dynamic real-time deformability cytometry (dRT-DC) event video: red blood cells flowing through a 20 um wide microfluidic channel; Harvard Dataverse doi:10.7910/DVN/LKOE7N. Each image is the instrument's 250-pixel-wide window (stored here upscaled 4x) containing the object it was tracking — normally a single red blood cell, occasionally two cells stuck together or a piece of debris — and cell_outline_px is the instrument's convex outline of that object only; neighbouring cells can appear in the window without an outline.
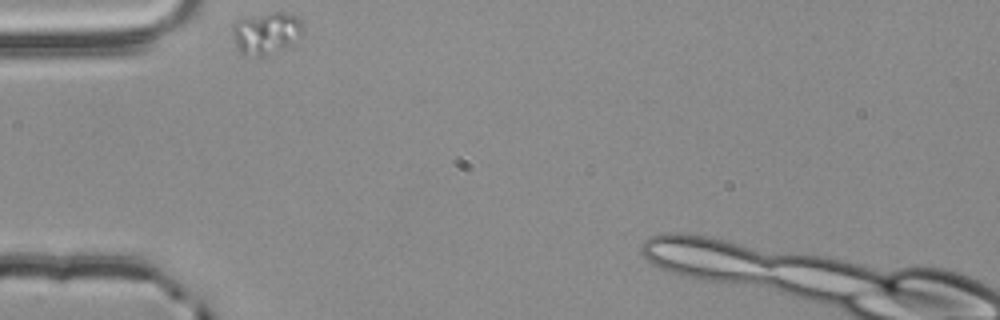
{"species": "common noctule bat (a hibernating species)", "species_latin": "Nyctalus noctula", "temperature_condition": "room temperature", "stored_images_in_passage": 23, "camera_frame_rate_fps": 3000, "um_per_image_px": 0.085, "animal": {"sex": "male", "body_mass_g": 20.4}, "frame": {"image": 1, "passage_image": 1, "time_ms": 0.0, "image_size_px": [1000, 320], "cell_outline_px": [[304, 32], [288, 48], [264, 52], [240, 52], [236, 44], [232, 32], [232, 24], [236, 20], [272, 12], [284, 12], [296, 16], [300, 20], [304, 28]], "centroid_in_image_um": [22.68, 2.73], "position_along_channel_um": 62.3, "area_um2": 16.53}}
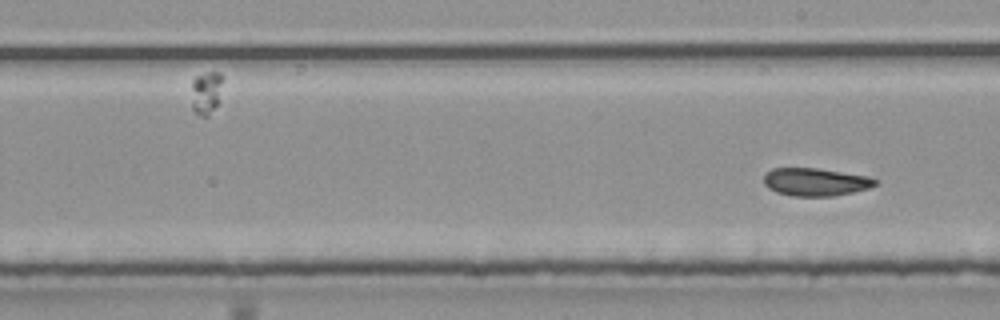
{"frame": {"image": 2, "passage_image": 23, "time_ms": 7.333, "image_size_px": [1000, 320], "cell_outline_px": [[876, 184], [868, 188], [836, 196], [792, 196], [776, 192], [768, 188], [764, 184], [764, 176], [772, 168], [816, 168], [868, 176], [876, 180]], "centroid_in_image_um": [69.29, 15.47], "position_along_channel_um": 219.7, "area_um2": 17.98}}